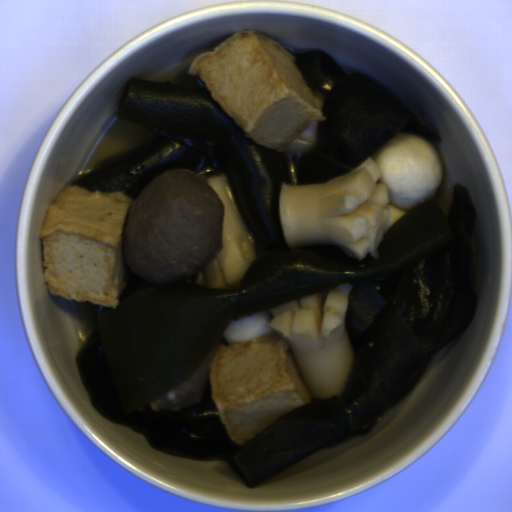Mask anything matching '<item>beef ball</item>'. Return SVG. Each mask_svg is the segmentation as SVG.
Segmentation results:
<instances>
[{"instance_id":"obj_1","label":"beef ball","mask_w":512,"mask_h":512,"mask_svg":"<svg viewBox=\"0 0 512 512\" xmlns=\"http://www.w3.org/2000/svg\"><path fill=\"white\" fill-rule=\"evenodd\" d=\"M224 204L205 175L176 168L153 178L124 222L121 246L133 274L156 285L194 277L222 249Z\"/></svg>"},{"instance_id":"obj_2","label":"beef ball","mask_w":512,"mask_h":512,"mask_svg":"<svg viewBox=\"0 0 512 512\" xmlns=\"http://www.w3.org/2000/svg\"><path fill=\"white\" fill-rule=\"evenodd\" d=\"M219 346L221 344L215 343L211 351L187 379L164 395L158 396L153 400L150 403L151 410L157 413L162 410L178 412L200 401L211 387L209 378L210 363Z\"/></svg>"}]
</instances>
